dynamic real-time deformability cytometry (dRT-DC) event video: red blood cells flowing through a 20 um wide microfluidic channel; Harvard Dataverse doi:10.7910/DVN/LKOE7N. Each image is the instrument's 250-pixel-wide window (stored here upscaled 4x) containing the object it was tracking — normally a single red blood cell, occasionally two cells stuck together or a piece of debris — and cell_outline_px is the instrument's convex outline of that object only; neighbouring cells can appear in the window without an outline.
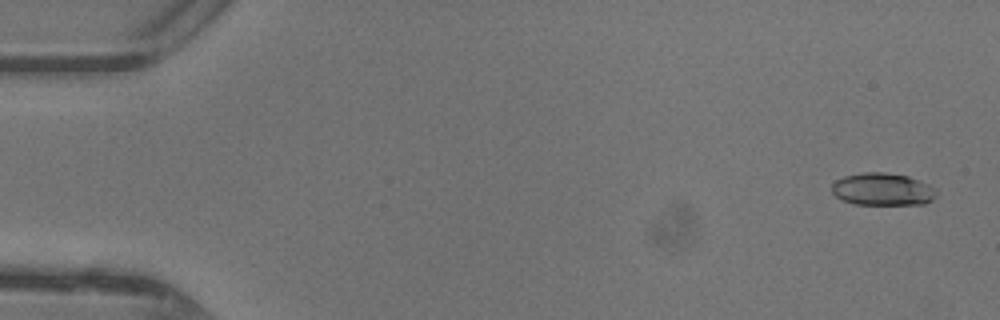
{"species": "common noctule bat (a hibernating species)", "species_latin": "Nyctalus noctula", "temperature_condition": "warm", "stored_images_in_passage": 47, "camera_frame_rate_fps": 3000, "um_per_image_px": 0.085, "animal": {"sex": "female"}, "frame": {"image": 1, "passage_image": 2, "time_ms": 0.333, "image_size_px": [1000, 320], "cell_outline_px": [[936, 196], [932, 200], [924, 204], [856, 204], [844, 200], [836, 196], [832, 192], [832, 184], [836, 180], [844, 176], [864, 172], [884, 172], [908, 176], [928, 184], [936, 192]], "centroid_in_image_um": [75.01, 16.08], "position_along_channel_um": 10.0, "area_um2": 19.59}}
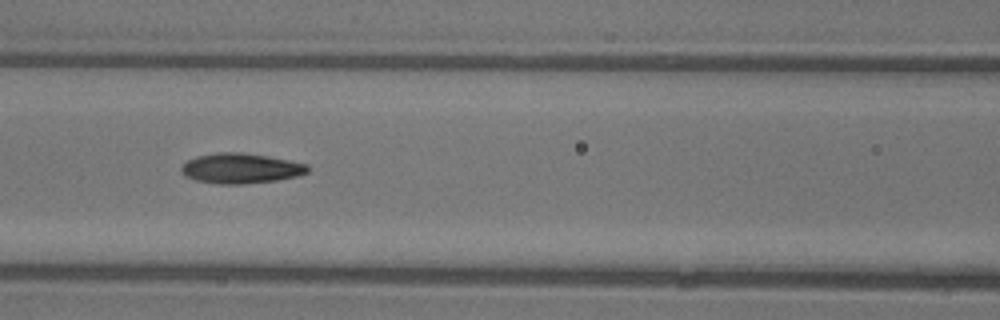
{"frame": {"image": 2, "passage_image": 21, "time_ms": 6.667, "image_size_px": [1000, 320], "cell_outline_px": [[308, 172], [296, 176], [276, 180], [244, 184], [220, 184], [196, 180], [184, 176], [180, 172], [180, 168], [188, 160], [196, 156], [216, 152], [244, 152], [268, 156], [308, 164]], "centroid_in_image_um": [20.43, 14.3], "position_along_channel_um": 146.2, "area_um2": 22.25}}
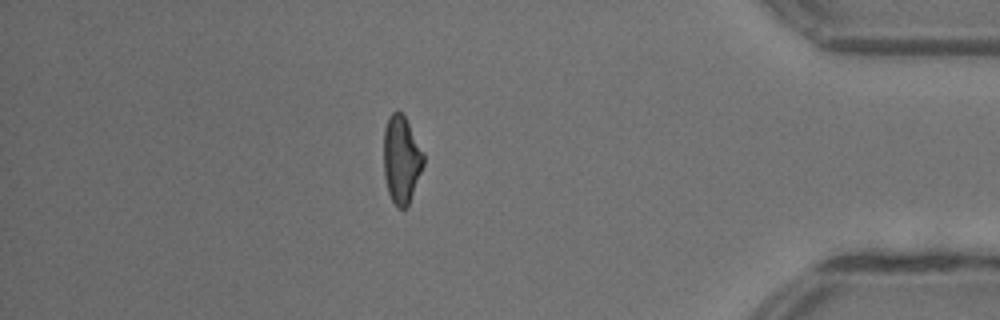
{"frame": {"image": 3, "passage_image": 41, "time_ms": 13.333, "image_size_px": [1000, 320], "cell_outline_px": [[424, 164], [408, 204], [404, 208], [396, 208], [388, 192], [384, 176], [384, 128], [388, 116], [392, 112], [400, 112], [404, 116], [424, 152]], "centroid_in_image_um": [34.11, 13.55], "position_along_channel_um": 401.1, "area_um2": 20.17}, "authors_computed_cell_mechanics": {"area_um2": 20.6346, "velocity_mm_per_s": 4.4245, "shape_relaxation_time_tau1_ms": 3.8772, "shape_relaxation_time_tau2_ms": 1.7001, "deformation_change_tau1": 0.1737, "deformation_change_tau2": 0.0913}}